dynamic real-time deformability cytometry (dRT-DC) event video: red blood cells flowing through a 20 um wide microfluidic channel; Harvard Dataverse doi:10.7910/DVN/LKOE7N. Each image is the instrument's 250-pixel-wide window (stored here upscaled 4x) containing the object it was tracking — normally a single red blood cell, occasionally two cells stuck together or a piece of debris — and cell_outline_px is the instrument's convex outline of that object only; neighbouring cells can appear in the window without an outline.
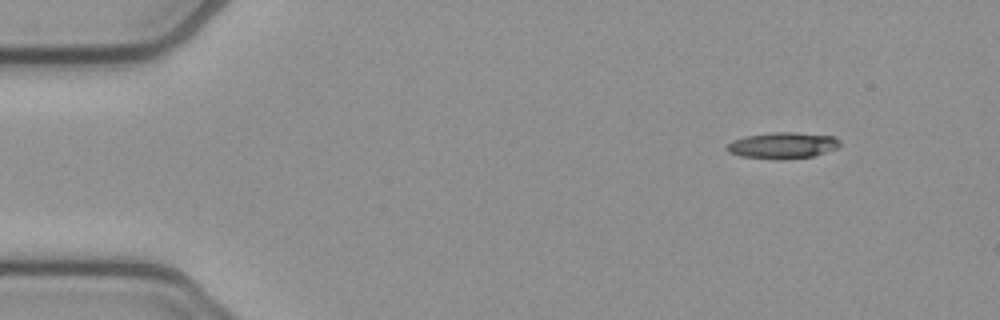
{"species": "common noctule bat (a hibernating species)", "species_latin": "Nyctalus noctula", "temperature_condition": "cold", "stored_images_in_passage": 11, "camera_frame_rate_fps": 3000, "um_per_image_px": 0.085, "animal": {"sex": "female", "body_mass_g": 21.9}, "frame": {"image": 1, "passage_image": 1, "time_ms": 0.0, "image_size_px": [1000, 320], "cell_outline_px": [[840, 144], [836, 148], [812, 156], [780, 160], [740, 156], [728, 152], [724, 148], [732, 140], [744, 136], [772, 132], [792, 132], [832, 136], [840, 140]], "centroid_in_image_um": [66.46, 12.36], "position_along_channel_um": 18.5, "area_um2": 17.28}}
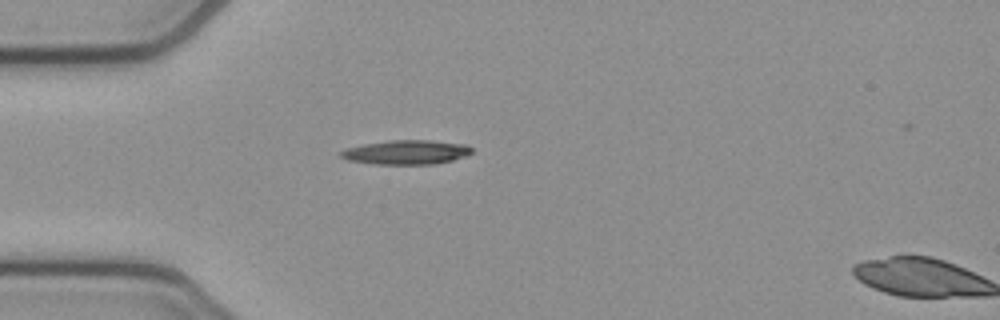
{"frame": {"image": 2, "passage_image": 10, "time_ms": 3.0, "image_size_px": [1000, 320], "cell_outline_px": [[472, 152], [464, 156], [452, 160], [432, 164], [372, 164], [348, 160], [340, 156], [340, 152], [344, 148], [364, 144], [388, 140], [428, 140], [468, 144], [472, 148]], "centroid_in_image_um": [34.52, 12.93], "position_along_channel_um": 50.5, "area_um2": 18.55}}